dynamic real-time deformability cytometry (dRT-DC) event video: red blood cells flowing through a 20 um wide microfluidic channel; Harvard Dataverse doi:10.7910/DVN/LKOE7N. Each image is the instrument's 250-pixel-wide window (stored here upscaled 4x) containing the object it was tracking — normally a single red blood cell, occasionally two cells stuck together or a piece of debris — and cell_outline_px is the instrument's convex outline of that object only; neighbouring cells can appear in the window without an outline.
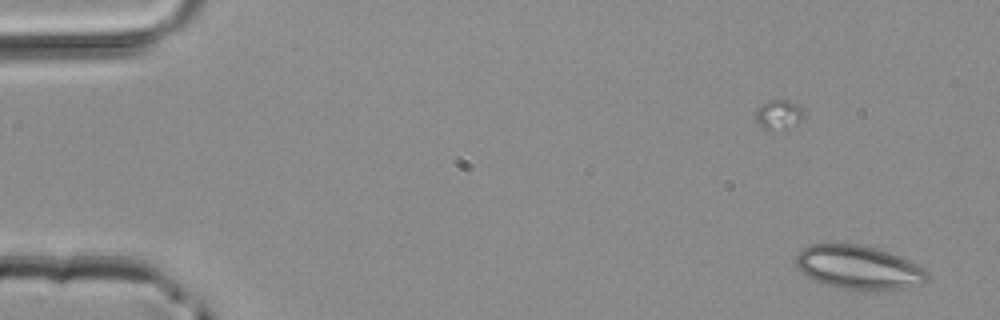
{"species": "common noctule bat (a hibernating species)", "species_latin": "Nyctalus noctula", "temperature_condition": "room temperature", "stored_images_in_passage": 4, "camera_frame_rate_fps": 3000, "um_per_image_px": 0.085, "animal": {"sex": "male", "body_mass_g": 20.4}, "frame": {"image": 1, "passage_image": 2, "time_ms": 0.333, "image_size_px": [1000, 320], "cell_outline_px": [[928, 280], [924, 284], [904, 288], [868, 292], [844, 288], [824, 284], [808, 276], [796, 264], [796, 256], [804, 248], [812, 244], [860, 244], [876, 248], [888, 252], [908, 260], [924, 268], [928, 272]], "centroid_in_image_um": [73.05, 22.75], "position_along_channel_um": 12.0, "area_um2": 33.47}}